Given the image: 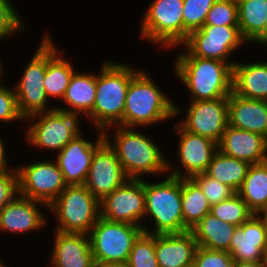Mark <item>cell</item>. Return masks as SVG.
Wrapping results in <instances>:
<instances>
[{
    "instance_id": "1",
    "label": "cell",
    "mask_w": 267,
    "mask_h": 267,
    "mask_svg": "<svg viewBox=\"0 0 267 267\" xmlns=\"http://www.w3.org/2000/svg\"><path fill=\"white\" fill-rule=\"evenodd\" d=\"M187 53V54H186ZM174 63V73L193 95L191 101L228 97L233 91V66L192 56L187 50Z\"/></svg>"
},
{
    "instance_id": "2",
    "label": "cell",
    "mask_w": 267,
    "mask_h": 267,
    "mask_svg": "<svg viewBox=\"0 0 267 267\" xmlns=\"http://www.w3.org/2000/svg\"><path fill=\"white\" fill-rule=\"evenodd\" d=\"M138 71L131 65L106 62L96 75V94L93 110L87 115L98 131L113 126L123 127L126 94L132 77Z\"/></svg>"
},
{
    "instance_id": "3",
    "label": "cell",
    "mask_w": 267,
    "mask_h": 267,
    "mask_svg": "<svg viewBox=\"0 0 267 267\" xmlns=\"http://www.w3.org/2000/svg\"><path fill=\"white\" fill-rule=\"evenodd\" d=\"M180 113V109L143 71L132 77L125 100L123 127L151 126Z\"/></svg>"
},
{
    "instance_id": "4",
    "label": "cell",
    "mask_w": 267,
    "mask_h": 267,
    "mask_svg": "<svg viewBox=\"0 0 267 267\" xmlns=\"http://www.w3.org/2000/svg\"><path fill=\"white\" fill-rule=\"evenodd\" d=\"M118 128V129H117ZM112 142L103 131L104 138L114 149L128 178L140 179L141 174H161L172 169L157 144L132 128L117 126Z\"/></svg>"
},
{
    "instance_id": "5",
    "label": "cell",
    "mask_w": 267,
    "mask_h": 267,
    "mask_svg": "<svg viewBox=\"0 0 267 267\" xmlns=\"http://www.w3.org/2000/svg\"><path fill=\"white\" fill-rule=\"evenodd\" d=\"M181 190L182 178L169 175L165 181L154 184L144 180V218L151 216L154 220V230L144 227V232L172 234L188 231L183 226Z\"/></svg>"
},
{
    "instance_id": "6",
    "label": "cell",
    "mask_w": 267,
    "mask_h": 267,
    "mask_svg": "<svg viewBox=\"0 0 267 267\" xmlns=\"http://www.w3.org/2000/svg\"><path fill=\"white\" fill-rule=\"evenodd\" d=\"M47 208L56 215L58 232L89 234L100 218V201L84 185H67Z\"/></svg>"
},
{
    "instance_id": "7",
    "label": "cell",
    "mask_w": 267,
    "mask_h": 267,
    "mask_svg": "<svg viewBox=\"0 0 267 267\" xmlns=\"http://www.w3.org/2000/svg\"><path fill=\"white\" fill-rule=\"evenodd\" d=\"M142 232L140 226L100 217L89 233L96 267L127 262L133 244Z\"/></svg>"
},
{
    "instance_id": "8",
    "label": "cell",
    "mask_w": 267,
    "mask_h": 267,
    "mask_svg": "<svg viewBox=\"0 0 267 267\" xmlns=\"http://www.w3.org/2000/svg\"><path fill=\"white\" fill-rule=\"evenodd\" d=\"M78 111L54 107L52 111L32 115L26 119L33 122L25 137L30 145L60 152L75 136L82 135L79 129Z\"/></svg>"
},
{
    "instance_id": "9",
    "label": "cell",
    "mask_w": 267,
    "mask_h": 267,
    "mask_svg": "<svg viewBox=\"0 0 267 267\" xmlns=\"http://www.w3.org/2000/svg\"><path fill=\"white\" fill-rule=\"evenodd\" d=\"M183 0H153L141 23V36L166 48L183 43Z\"/></svg>"
},
{
    "instance_id": "10",
    "label": "cell",
    "mask_w": 267,
    "mask_h": 267,
    "mask_svg": "<svg viewBox=\"0 0 267 267\" xmlns=\"http://www.w3.org/2000/svg\"><path fill=\"white\" fill-rule=\"evenodd\" d=\"M46 68L47 33L14 88L18 110L24 120L32 115L53 110L47 107L48 97L43 84Z\"/></svg>"
},
{
    "instance_id": "11",
    "label": "cell",
    "mask_w": 267,
    "mask_h": 267,
    "mask_svg": "<svg viewBox=\"0 0 267 267\" xmlns=\"http://www.w3.org/2000/svg\"><path fill=\"white\" fill-rule=\"evenodd\" d=\"M244 42L239 26L203 25L190 33L182 44L192 56L224 61L234 66L236 62H229L228 58Z\"/></svg>"
},
{
    "instance_id": "12",
    "label": "cell",
    "mask_w": 267,
    "mask_h": 267,
    "mask_svg": "<svg viewBox=\"0 0 267 267\" xmlns=\"http://www.w3.org/2000/svg\"><path fill=\"white\" fill-rule=\"evenodd\" d=\"M55 162L45 160L16 167L18 194L49 206L67 186Z\"/></svg>"
},
{
    "instance_id": "13",
    "label": "cell",
    "mask_w": 267,
    "mask_h": 267,
    "mask_svg": "<svg viewBox=\"0 0 267 267\" xmlns=\"http://www.w3.org/2000/svg\"><path fill=\"white\" fill-rule=\"evenodd\" d=\"M144 179L129 178L100 201V217L112 222H123L142 228L144 219Z\"/></svg>"
},
{
    "instance_id": "14",
    "label": "cell",
    "mask_w": 267,
    "mask_h": 267,
    "mask_svg": "<svg viewBox=\"0 0 267 267\" xmlns=\"http://www.w3.org/2000/svg\"><path fill=\"white\" fill-rule=\"evenodd\" d=\"M181 126L193 134L212 139L217 144L228 126V97L190 101Z\"/></svg>"
},
{
    "instance_id": "15",
    "label": "cell",
    "mask_w": 267,
    "mask_h": 267,
    "mask_svg": "<svg viewBox=\"0 0 267 267\" xmlns=\"http://www.w3.org/2000/svg\"><path fill=\"white\" fill-rule=\"evenodd\" d=\"M128 179L114 149L105 140L93 154L84 186L101 201Z\"/></svg>"
},
{
    "instance_id": "16",
    "label": "cell",
    "mask_w": 267,
    "mask_h": 267,
    "mask_svg": "<svg viewBox=\"0 0 267 267\" xmlns=\"http://www.w3.org/2000/svg\"><path fill=\"white\" fill-rule=\"evenodd\" d=\"M82 136H75L56 156V162L67 185H84L93 154L105 141L103 131H100L95 143Z\"/></svg>"
},
{
    "instance_id": "17",
    "label": "cell",
    "mask_w": 267,
    "mask_h": 267,
    "mask_svg": "<svg viewBox=\"0 0 267 267\" xmlns=\"http://www.w3.org/2000/svg\"><path fill=\"white\" fill-rule=\"evenodd\" d=\"M180 135L179 152L182 167L186 170V176L178 169H174L170 176L177 178H192L198 173L206 172L214 154L218 150V144L207 137L193 134L185 130L180 124L174 126Z\"/></svg>"
},
{
    "instance_id": "18",
    "label": "cell",
    "mask_w": 267,
    "mask_h": 267,
    "mask_svg": "<svg viewBox=\"0 0 267 267\" xmlns=\"http://www.w3.org/2000/svg\"><path fill=\"white\" fill-rule=\"evenodd\" d=\"M267 247V228L253 214L241 226L236 227L230 242L229 254L236 261L263 262Z\"/></svg>"
},
{
    "instance_id": "19",
    "label": "cell",
    "mask_w": 267,
    "mask_h": 267,
    "mask_svg": "<svg viewBox=\"0 0 267 267\" xmlns=\"http://www.w3.org/2000/svg\"><path fill=\"white\" fill-rule=\"evenodd\" d=\"M51 267H96L87 233L55 231Z\"/></svg>"
},
{
    "instance_id": "20",
    "label": "cell",
    "mask_w": 267,
    "mask_h": 267,
    "mask_svg": "<svg viewBox=\"0 0 267 267\" xmlns=\"http://www.w3.org/2000/svg\"><path fill=\"white\" fill-rule=\"evenodd\" d=\"M39 205L48 207L43 202L18 194L0 210V231L16 234L40 229L46 224V218Z\"/></svg>"
},
{
    "instance_id": "21",
    "label": "cell",
    "mask_w": 267,
    "mask_h": 267,
    "mask_svg": "<svg viewBox=\"0 0 267 267\" xmlns=\"http://www.w3.org/2000/svg\"><path fill=\"white\" fill-rule=\"evenodd\" d=\"M218 150L232 158L257 164L267 161V139L260 134L227 126Z\"/></svg>"
},
{
    "instance_id": "22",
    "label": "cell",
    "mask_w": 267,
    "mask_h": 267,
    "mask_svg": "<svg viewBox=\"0 0 267 267\" xmlns=\"http://www.w3.org/2000/svg\"><path fill=\"white\" fill-rule=\"evenodd\" d=\"M197 247L190 230L182 233L155 234V253L159 267L192 266Z\"/></svg>"
},
{
    "instance_id": "23",
    "label": "cell",
    "mask_w": 267,
    "mask_h": 267,
    "mask_svg": "<svg viewBox=\"0 0 267 267\" xmlns=\"http://www.w3.org/2000/svg\"><path fill=\"white\" fill-rule=\"evenodd\" d=\"M228 125L267 139V101L246 99L232 91L228 96Z\"/></svg>"
},
{
    "instance_id": "24",
    "label": "cell",
    "mask_w": 267,
    "mask_h": 267,
    "mask_svg": "<svg viewBox=\"0 0 267 267\" xmlns=\"http://www.w3.org/2000/svg\"><path fill=\"white\" fill-rule=\"evenodd\" d=\"M233 92L246 99L267 101V62L233 66Z\"/></svg>"
},
{
    "instance_id": "25",
    "label": "cell",
    "mask_w": 267,
    "mask_h": 267,
    "mask_svg": "<svg viewBox=\"0 0 267 267\" xmlns=\"http://www.w3.org/2000/svg\"><path fill=\"white\" fill-rule=\"evenodd\" d=\"M236 227L208 213L190 231L198 246L229 253L230 242Z\"/></svg>"
},
{
    "instance_id": "26",
    "label": "cell",
    "mask_w": 267,
    "mask_h": 267,
    "mask_svg": "<svg viewBox=\"0 0 267 267\" xmlns=\"http://www.w3.org/2000/svg\"><path fill=\"white\" fill-rule=\"evenodd\" d=\"M74 72L72 64L61 57L47 35V68L43 84L48 99L51 96L63 98Z\"/></svg>"
},
{
    "instance_id": "27",
    "label": "cell",
    "mask_w": 267,
    "mask_h": 267,
    "mask_svg": "<svg viewBox=\"0 0 267 267\" xmlns=\"http://www.w3.org/2000/svg\"><path fill=\"white\" fill-rule=\"evenodd\" d=\"M96 94V75L92 73L74 72L69 86L63 96V102L71 108H62L78 111L87 115L93 110Z\"/></svg>"
},
{
    "instance_id": "28",
    "label": "cell",
    "mask_w": 267,
    "mask_h": 267,
    "mask_svg": "<svg viewBox=\"0 0 267 267\" xmlns=\"http://www.w3.org/2000/svg\"><path fill=\"white\" fill-rule=\"evenodd\" d=\"M250 165L247 161L232 158L217 150L205 173L237 193Z\"/></svg>"
},
{
    "instance_id": "29",
    "label": "cell",
    "mask_w": 267,
    "mask_h": 267,
    "mask_svg": "<svg viewBox=\"0 0 267 267\" xmlns=\"http://www.w3.org/2000/svg\"><path fill=\"white\" fill-rule=\"evenodd\" d=\"M237 194L257 214L267 203V161L251 164Z\"/></svg>"
},
{
    "instance_id": "30",
    "label": "cell",
    "mask_w": 267,
    "mask_h": 267,
    "mask_svg": "<svg viewBox=\"0 0 267 267\" xmlns=\"http://www.w3.org/2000/svg\"><path fill=\"white\" fill-rule=\"evenodd\" d=\"M181 203L183 226L191 230L210 213V203L192 178H182Z\"/></svg>"
},
{
    "instance_id": "31",
    "label": "cell",
    "mask_w": 267,
    "mask_h": 267,
    "mask_svg": "<svg viewBox=\"0 0 267 267\" xmlns=\"http://www.w3.org/2000/svg\"><path fill=\"white\" fill-rule=\"evenodd\" d=\"M239 30L247 42H253L264 30L267 0H242L237 3Z\"/></svg>"
},
{
    "instance_id": "32",
    "label": "cell",
    "mask_w": 267,
    "mask_h": 267,
    "mask_svg": "<svg viewBox=\"0 0 267 267\" xmlns=\"http://www.w3.org/2000/svg\"><path fill=\"white\" fill-rule=\"evenodd\" d=\"M210 214L235 226H241L254 213L248 208L243 199L235 193L231 198L211 206Z\"/></svg>"
},
{
    "instance_id": "33",
    "label": "cell",
    "mask_w": 267,
    "mask_h": 267,
    "mask_svg": "<svg viewBox=\"0 0 267 267\" xmlns=\"http://www.w3.org/2000/svg\"><path fill=\"white\" fill-rule=\"evenodd\" d=\"M216 0H183V42L193 31L201 29Z\"/></svg>"
},
{
    "instance_id": "34",
    "label": "cell",
    "mask_w": 267,
    "mask_h": 267,
    "mask_svg": "<svg viewBox=\"0 0 267 267\" xmlns=\"http://www.w3.org/2000/svg\"><path fill=\"white\" fill-rule=\"evenodd\" d=\"M127 262L131 267H159L155 253V234L143 231L135 240Z\"/></svg>"
},
{
    "instance_id": "35",
    "label": "cell",
    "mask_w": 267,
    "mask_h": 267,
    "mask_svg": "<svg viewBox=\"0 0 267 267\" xmlns=\"http://www.w3.org/2000/svg\"><path fill=\"white\" fill-rule=\"evenodd\" d=\"M204 25L239 26L237 3L231 0H216L207 14Z\"/></svg>"
},
{
    "instance_id": "36",
    "label": "cell",
    "mask_w": 267,
    "mask_h": 267,
    "mask_svg": "<svg viewBox=\"0 0 267 267\" xmlns=\"http://www.w3.org/2000/svg\"><path fill=\"white\" fill-rule=\"evenodd\" d=\"M192 179L202 189L203 194L210 203V206L227 200L236 193L232 188L218 182L216 179L208 176L205 172L194 175Z\"/></svg>"
},
{
    "instance_id": "37",
    "label": "cell",
    "mask_w": 267,
    "mask_h": 267,
    "mask_svg": "<svg viewBox=\"0 0 267 267\" xmlns=\"http://www.w3.org/2000/svg\"><path fill=\"white\" fill-rule=\"evenodd\" d=\"M194 267H234L235 261L227 251H218L198 246L193 261Z\"/></svg>"
},
{
    "instance_id": "38",
    "label": "cell",
    "mask_w": 267,
    "mask_h": 267,
    "mask_svg": "<svg viewBox=\"0 0 267 267\" xmlns=\"http://www.w3.org/2000/svg\"><path fill=\"white\" fill-rule=\"evenodd\" d=\"M20 17L9 0H0V40L25 28Z\"/></svg>"
},
{
    "instance_id": "39",
    "label": "cell",
    "mask_w": 267,
    "mask_h": 267,
    "mask_svg": "<svg viewBox=\"0 0 267 267\" xmlns=\"http://www.w3.org/2000/svg\"><path fill=\"white\" fill-rule=\"evenodd\" d=\"M23 120L18 110L17 98L14 89L12 90L5 85L0 86V120L4 122H13Z\"/></svg>"
},
{
    "instance_id": "40",
    "label": "cell",
    "mask_w": 267,
    "mask_h": 267,
    "mask_svg": "<svg viewBox=\"0 0 267 267\" xmlns=\"http://www.w3.org/2000/svg\"><path fill=\"white\" fill-rule=\"evenodd\" d=\"M18 195L17 170L0 171V210Z\"/></svg>"
},
{
    "instance_id": "41",
    "label": "cell",
    "mask_w": 267,
    "mask_h": 267,
    "mask_svg": "<svg viewBox=\"0 0 267 267\" xmlns=\"http://www.w3.org/2000/svg\"><path fill=\"white\" fill-rule=\"evenodd\" d=\"M7 158L8 157H6L5 147L0 137V171L16 170V167L14 169L13 168L9 169V167H7L8 166Z\"/></svg>"
},
{
    "instance_id": "42",
    "label": "cell",
    "mask_w": 267,
    "mask_h": 267,
    "mask_svg": "<svg viewBox=\"0 0 267 267\" xmlns=\"http://www.w3.org/2000/svg\"><path fill=\"white\" fill-rule=\"evenodd\" d=\"M255 44H266L267 45V20L264 26L263 32L253 41Z\"/></svg>"
},
{
    "instance_id": "43",
    "label": "cell",
    "mask_w": 267,
    "mask_h": 267,
    "mask_svg": "<svg viewBox=\"0 0 267 267\" xmlns=\"http://www.w3.org/2000/svg\"><path fill=\"white\" fill-rule=\"evenodd\" d=\"M234 267H263L260 262L236 261Z\"/></svg>"
},
{
    "instance_id": "44",
    "label": "cell",
    "mask_w": 267,
    "mask_h": 267,
    "mask_svg": "<svg viewBox=\"0 0 267 267\" xmlns=\"http://www.w3.org/2000/svg\"><path fill=\"white\" fill-rule=\"evenodd\" d=\"M262 214V215H261ZM257 216L262 220L263 224L267 228V203L257 213Z\"/></svg>"
},
{
    "instance_id": "45",
    "label": "cell",
    "mask_w": 267,
    "mask_h": 267,
    "mask_svg": "<svg viewBox=\"0 0 267 267\" xmlns=\"http://www.w3.org/2000/svg\"><path fill=\"white\" fill-rule=\"evenodd\" d=\"M100 267H131L128 262L108 263Z\"/></svg>"
},
{
    "instance_id": "46",
    "label": "cell",
    "mask_w": 267,
    "mask_h": 267,
    "mask_svg": "<svg viewBox=\"0 0 267 267\" xmlns=\"http://www.w3.org/2000/svg\"><path fill=\"white\" fill-rule=\"evenodd\" d=\"M263 267H267V247L264 250V254H263Z\"/></svg>"
},
{
    "instance_id": "47",
    "label": "cell",
    "mask_w": 267,
    "mask_h": 267,
    "mask_svg": "<svg viewBox=\"0 0 267 267\" xmlns=\"http://www.w3.org/2000/svg\"><path fill=\"white\" fill-rule=\"evenodd\" d=\"M2 73H3V70H2V65H1V61H0V81H1V77H2ZM1 83V82H0ZM2 84H0L1 86Z\"/></svg>"
},
{
    "instance_id": "48",
    "label": "cell",
    "mask_w": 267,
    "mask_h": 267,
    "mask_svg": "<svg viewBox=\"0 0 267 267\" xmlns=\"http://www.w3.org/2000/svg\"><path fill=\"white\" fill-rule=\"evenodd\" d=\"M0 267H6L1 260H0Z\"/></svg>"
},
{
    "instance_id": "49",
    "label": "cell",
    "mask_w": 267,
    "mask_h": 267,
    "mask_svg": "<svg viewBox=\"0 0 267 267\" xmlns=\"http://www.w3.org/2000/svg\"><path fill=\"white\" fill-rule=\"evenodd\" d=\"M232 2H235V3H238V2H240V1H242V0H231Z\"/></svg>"
}]
</instances>
